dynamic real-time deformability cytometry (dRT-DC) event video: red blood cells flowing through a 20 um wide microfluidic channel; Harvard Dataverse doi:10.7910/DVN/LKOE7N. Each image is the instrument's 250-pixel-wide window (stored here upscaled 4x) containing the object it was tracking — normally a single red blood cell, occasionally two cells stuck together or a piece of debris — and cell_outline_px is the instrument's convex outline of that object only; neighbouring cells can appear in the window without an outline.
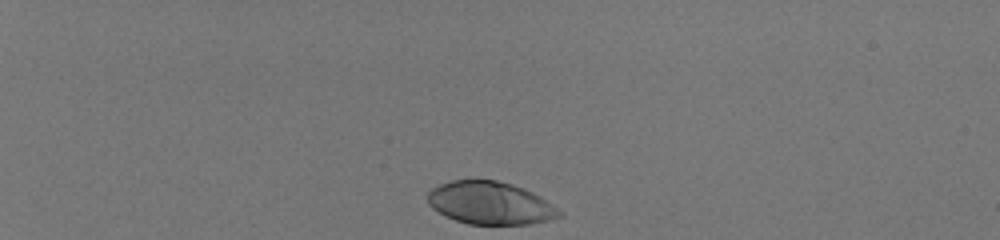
{"species": "human", "species_latin": "Homo sapiens", "temperature_condition": "room temperature", "stored_images_in_passage": 37, "camera_frame_rate_fps": 3000, "um_per_image_px": 0.085, "donor": {"sex": "male"}, "frame": {"image": 1, "passage_image": 1, "time_ms": 0.0, "image_size_px": [1000, 240], "cell_outline_px": [[560, 216], [548, 220], [532, 224], [468, 224], [456, 220], [432, 208], [428, 204], [428, 192], [432, 188], [440, 184], [452, 180], [496, 180], [512, 184], [524, 188], [540, 196], [556, 208], [560, 212]], "centroid_in_image_um": [41.65, 17.25], "position_along_channel_um": 43.3, "area_um2": 32.43}}
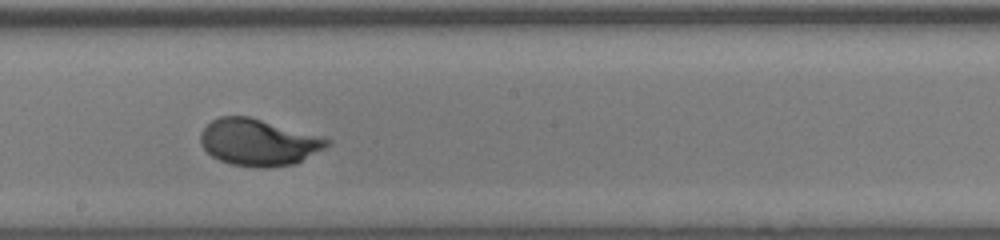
{"frame": {"image": 2, "passage_image": 22, "time_ms": 7.0, "image_size_px": [1000, 240], "cell_outline_px": [[332, 144], [296, 164], [268, 168], [256, 168], [232, 164], [220, 160], [212, 156], [200, 144], [200, 132], [212, 120], [220, 116], [248, 116], [332, 140]], "centroid_in_image_um": [21.96, 12.12], "position_along_channel_um": 226.2, "area_um2": 34.28}}
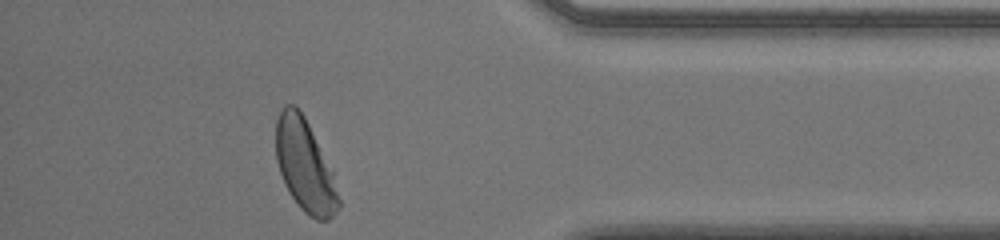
{"frame": {"image": 3, "passage_image": 37, "time_ms": 12.0, "image_size_px": [1000, 240], "cell_outline_px": [[340, 208], [328, 220], [316, 220], [304, 212], [300, 208], [288, 192], [284, 184], [276, 160], [276, 120], [280, 108], [284, 104], [296, 104], [304, 116], [332, 172], [340, 200]], "centroid_in_image_um": [25.88, 14.08], "position_along_channel_um": 409.3, "area_um2": 33.52}, "authors_computed_cell_mechanics": {"area_um2": 33.6396, "velocity_mm_per_s": 3.9724, "shape_relaxation_time_tau1_ms": 2.3188, "shape_relaxation_time_tau2_ms": null, "deformation_change_tau1": 0.1635, "deformation_change_tau2": null}}